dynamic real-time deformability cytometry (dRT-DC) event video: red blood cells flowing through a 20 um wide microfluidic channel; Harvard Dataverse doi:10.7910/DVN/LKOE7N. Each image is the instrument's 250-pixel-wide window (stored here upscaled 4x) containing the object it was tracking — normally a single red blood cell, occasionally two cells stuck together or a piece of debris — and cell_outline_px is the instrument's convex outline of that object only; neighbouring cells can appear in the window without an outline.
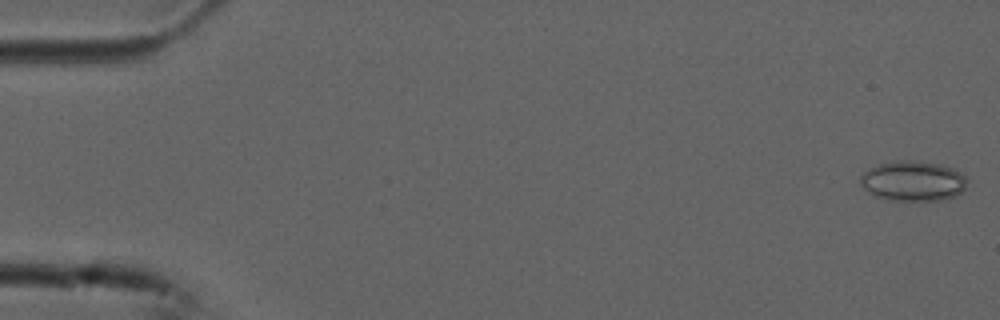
{"species": "common noctule bat (a hibernating species)", "species_latin": "Nyctalus noctula", "temperature_condition": "cold", "stored_images_in_passage": 6, "camera_frame_rate_fps": 3000, "um_per_image_px": 0.085, "animal": {"sex": "male", "forearm_length_mm": 52.5}, "frame": {"image": 1, "passage_image": 1, "time_ms": 0.0, "image_size_px": [1000, 320], "cell_outline_px": [[964, 188], [956, 196], [940, 200], [892, 200], [876, 196], [868, 192], [860, 184], [860, 176], [864, 172], [880, 164], [896, 160], [908, 160], [940, 164], [952, 168], [960, 172], [964, 176]], "centroid_in_image_um": [77.58, 15.38], "position_along_channel_um": 7.4, "area_um2": 24.57}}